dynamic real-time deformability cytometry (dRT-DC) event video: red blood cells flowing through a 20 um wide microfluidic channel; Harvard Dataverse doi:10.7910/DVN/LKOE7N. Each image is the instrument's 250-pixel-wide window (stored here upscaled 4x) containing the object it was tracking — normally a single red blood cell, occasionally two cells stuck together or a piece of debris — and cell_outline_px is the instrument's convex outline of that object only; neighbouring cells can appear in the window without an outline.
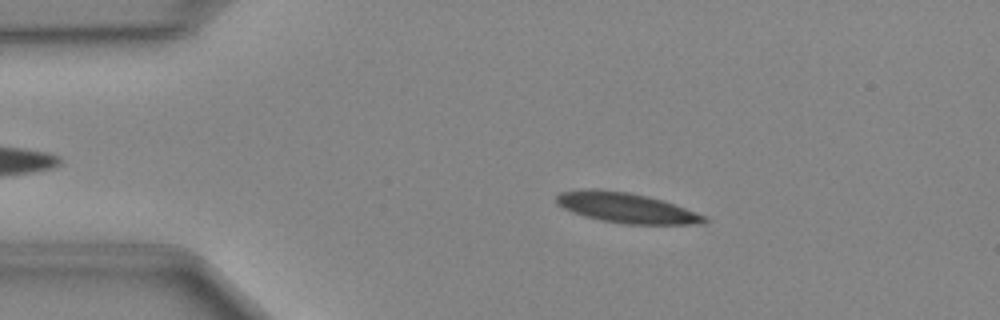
{"species": "Egyptian fruit bat (a non-hibernating species)", "species_latin": "Rousettus aegyptiacus", "temperature_condition": "cold", "stored_images_in_passage": 41, "camera_frame_rate_fps": 3000, "um_per_image_px": 0.085, "animal": {"sex": "female"}, "frame": {"image": 1, "passage_image": 8, "time_ms": 2.333, "image_size_px": [1000, 320], "cell_outline_px": [[708, 220], [700, 224], [624, 224], [600, 220], [584, 216], [572, 212], [556, 204], [556, 196], [560, 192], [588, 188], [600, 188], [628, 192], [648, 196], [664, 200], [708, 216]], "centroid_in_image_um": [53.23, 17.65], "position_along_channel_um": 31.8, "area_um2": 26.3}}
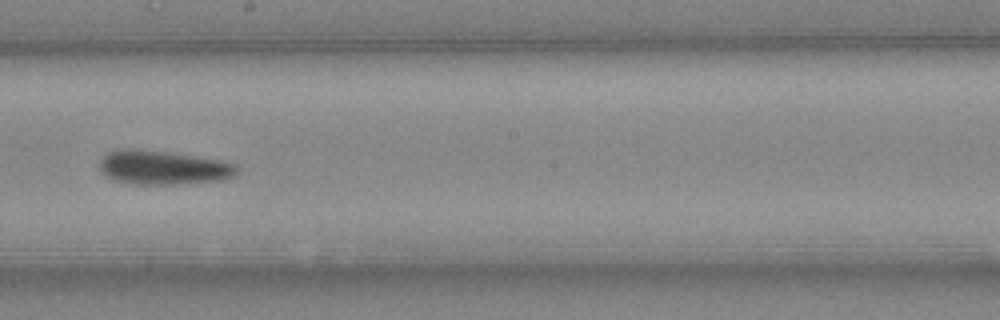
{"frame": {"image": 2, "passage_image": 26, "time_ms": 8.333, "image_size_px": [1000, 320], "cell_outline_px": [[236, 172], [232, 176], [224, 180], [180, 184], [132, 184], [112, 180], [104, 176], [100, 172], [100, 160], [108, 152], [116, 148], [140, 148], [224, 160], [236, 164]], "centroid_in_image_um": [13.81, 14.23], "position_along_channel_um": 234.4, "area_um2": 27.74}}
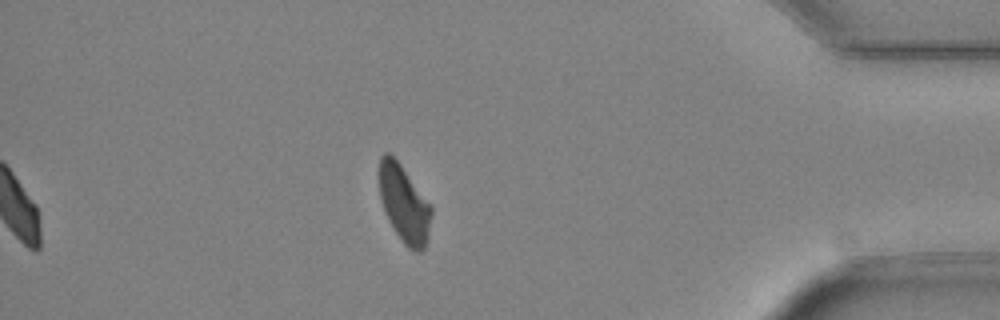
{"frame": {"image": 3, "passage_image": 41, "time_ms": 13.333, "image_size_px": [1000, 320], "cell_outline_px": [[432, 212], [428, 236], [424, 248], [420, 252], [416, 252], [408, 248], [404, 244], [388, 220], [384, 212], [380, 200], [376, 172], [380, 156], [384, 152], [388, 152], [400, 164], [432, 208]], "centroid_in_image_um": [34.28, 17.29], "position_along_channel_um": 400.9, "area_um2": 23.64}}